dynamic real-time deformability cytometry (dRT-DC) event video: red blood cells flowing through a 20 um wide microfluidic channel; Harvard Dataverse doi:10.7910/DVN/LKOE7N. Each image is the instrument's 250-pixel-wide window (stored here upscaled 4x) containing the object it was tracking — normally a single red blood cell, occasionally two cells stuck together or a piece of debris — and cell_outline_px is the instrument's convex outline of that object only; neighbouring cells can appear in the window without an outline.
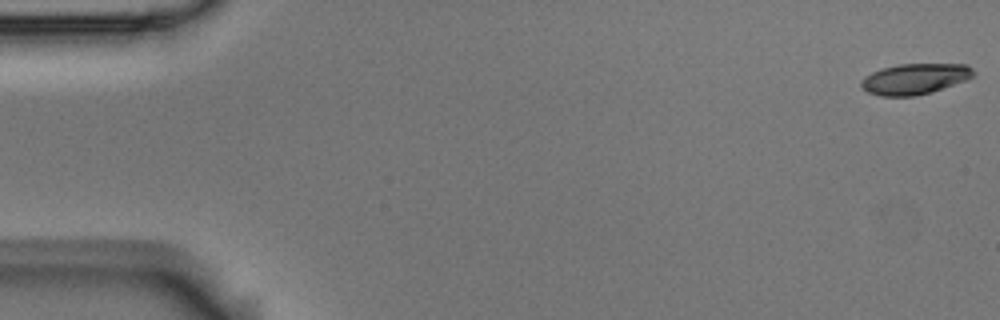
{"species": "Egyptian fruit bat (a non-hibernating species)", "species_latin": "Rousettus aegyptiacus", "temperature_condition": "room temperature", "stored_images_in_passage": 54, "camera_frame_rate_fps": 3000, "um_per_image_px": 0.085, "animal": {"sex": "male"}, "frame": {"image": 1, "passage_image": 1, "time_ms": 0.0, "image_size_px": [1000, 320], "cell_outline_px": [[976, 72], [972, 76], [964, 80], [928, 92], [912, 96], [880, 96], [868, 92], [860, 84], [860, 80], [864, 76], [880, 68], [900, 64], [968, 64]], "centroid_in_image_um": [77.71, 6.68], "position_along_channel_um": 7.3, "area_um2": 19.83}}
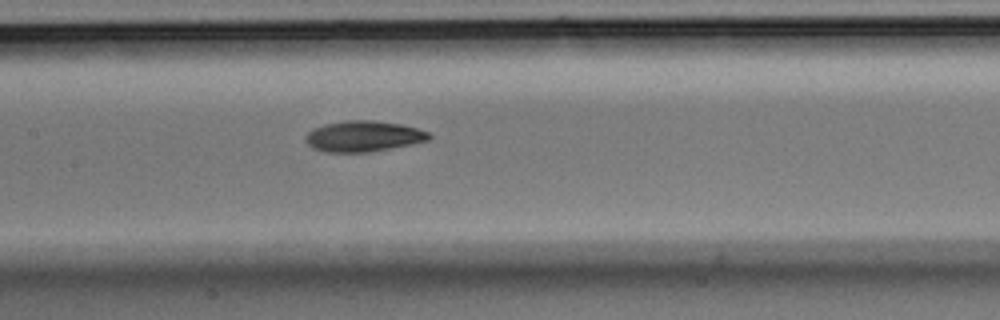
{"frame": {"image": 2, "passage_image": 26, "time_ms": 8.333, "image_size_px": [1000, 320], "cell_outline_px": [[432, 136], [428, 140], [412, 144], [368, 152], [324, 152], [312, 148], [308, 144], [304, 136], [312, 128], [324, 124], [344, 120], [372, 120], [400, 124], [416, 128], [428, 132]], "centroid_in_image_um": [30.85, 11.58], "position_along_channel_um": 176.6, "area_um2": 22.2}}
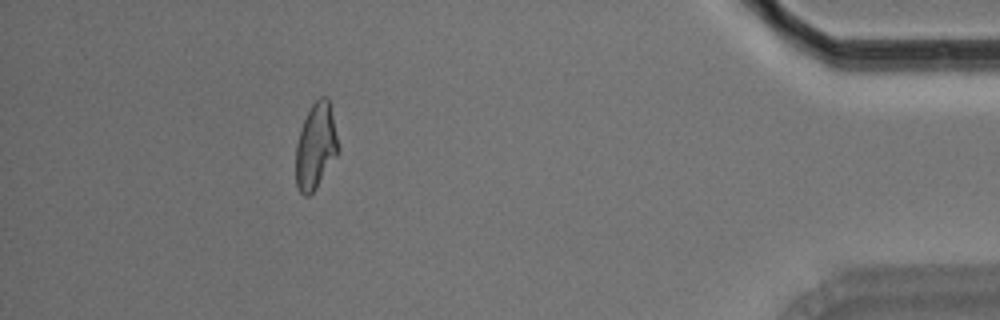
{"frame": {"image": 3, "passage_image": 49, "time_ms": 16.0, "image_size_px": [1000, 320], "cell_outline_px": [[340, 152], [316, 188], [308, 196], [304, 196], [300, 192], [296, 184], [296, 144], [304, 120], [312, 104], [320, 96], [328, 96], [340, 148]], "centroid_in_image_um": [26.86, 12.43], "position_along_channel_um": 408.3, "area_um2": 21.27}, "authors_computed_cell_mechanics": {"area_um2": 21.4727, "velocity_mm_per_s": 3.7253, "shape_relaxation_time_tau1_ms": 6.4175, "shape_relaxation_time_tau2_ms": 5.5065, "deformation_change_tau1": 0.1699, "deformation_change_tau2": 0.1223}}